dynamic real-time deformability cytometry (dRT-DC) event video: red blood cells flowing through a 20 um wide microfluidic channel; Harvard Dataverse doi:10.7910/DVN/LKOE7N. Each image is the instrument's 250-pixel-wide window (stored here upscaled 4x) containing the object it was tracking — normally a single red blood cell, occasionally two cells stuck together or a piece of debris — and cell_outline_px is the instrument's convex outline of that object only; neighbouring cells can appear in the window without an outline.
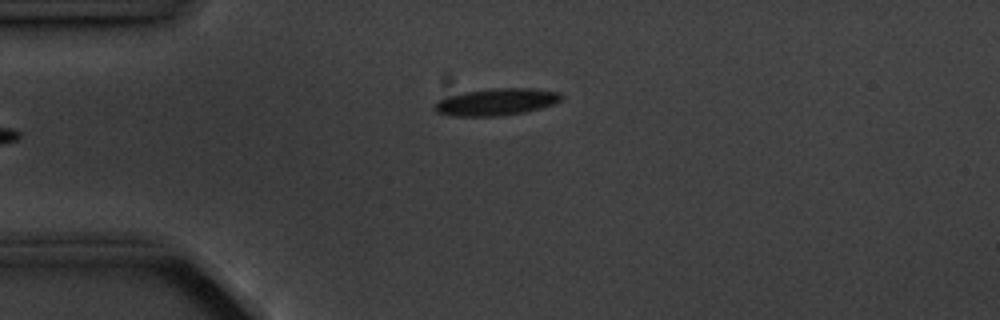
{"species": "common noctule bat (a hibernating species)", "species_latin": "Nyctalus noctula", "temperature_condition": "cold", "stored_images_in_passage": 2, "camera_frame_rate_fps": 3000, "um_per_image_px": 0.085, "animal": {"sex": "male", "body_mass_g": 20.1, "forearm_length_mm": 53.5}, "frame": {"image": 1, "passage_image": 2, "time_ms": 1.333, "image_size_px": [1000, 320], "cell_outline_px": [[564, 96], [560, 100], [552, 104], [540, 108], [524, 112], [500, 116], [452, 116], [436, 112], [432, 108], [440, 100], [448, 96], [464, 92], [492, 88], [532, 88], [560, 92]], "centroid_in_image_um": [42.19, 8.66], "position_along_channel_um": 42.8, "area_um2": 19.88}}